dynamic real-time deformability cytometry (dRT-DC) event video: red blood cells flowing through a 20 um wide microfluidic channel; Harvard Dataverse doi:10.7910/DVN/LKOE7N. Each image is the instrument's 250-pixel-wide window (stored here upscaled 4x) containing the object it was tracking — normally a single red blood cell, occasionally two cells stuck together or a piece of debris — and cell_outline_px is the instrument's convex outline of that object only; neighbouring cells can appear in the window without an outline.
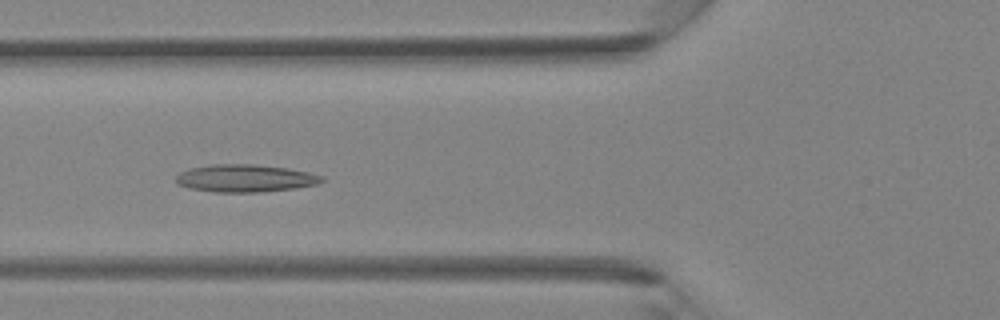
{"species": "Egyptian fruit bat (a non-hibernating species)", "species_latin": "Rousettus aegyptiacus", "temperature_condition": "room temperature", "stored_images_in_passage": 35, "camera_frame_rate_fps": 3000, "um_per_image_px": 0.085, "animal": {"sex": "female"}, "frame": {"image": 1, "passage_image": 10, "time_ms": 3.0, "image_size_px": [1000, 320], "cell_outline_px": [[324, 180], [320, 184], [296, 188], [260, 192], [212, 192], [188, 188], [176, 184], [176, 176], [180, 172], [188, 168], [208, 164], [256, 164], [288, 168], [308, 172], [324, 176]], "centroid_in_image_um": [20.83, 15.15], "position_along_channel_um": 105.0, "area_um2": 23.81}}
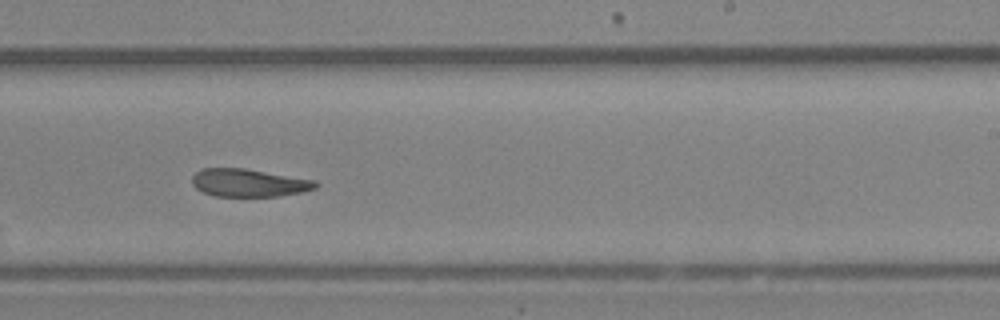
{"frame": {"image": 2, "passage_image": 20, "time_ms": 6.333, "image_size_px": [1000, 320], "cell_outline_px": [[320, 184], [316, 188], [304, 192], [276, 196], [216, 196], [204, 192], [196, 188], [192, 184], [192, 176], [200, 168], [244, 168], [316, 180]], "centroid_in_image_um": [21.17, 15.53], "position_along_channel_um": 267.8, "area_um2": 20.11}}
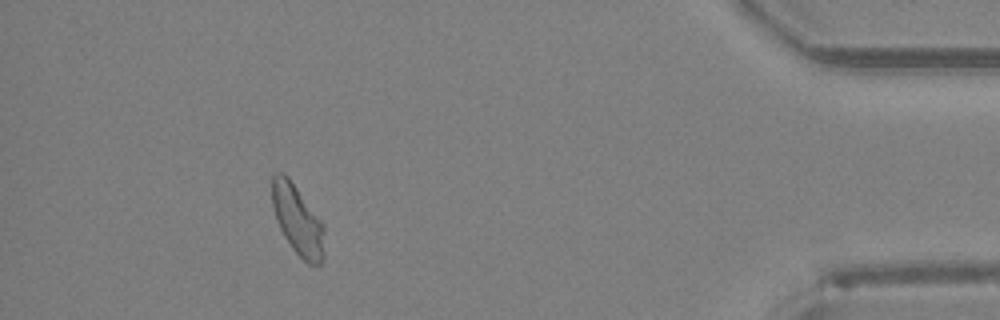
{"frame": {"image": 3, "passage_image": 32, "time_ms": 10.333, "image_size_px": [1000, 320], "cell_outline_px": [[324, 256], [320, 264], [308, 264], [292, 248], [284, 236], [276, 220], [272, 204], [272, 176], [276, 172], [284, 172], [288, 176], [324, 224]], "centroid_in_image_um": [25.3, 18.69], "position_along_channel_um": 409.9, "area_um2": 21.27}}